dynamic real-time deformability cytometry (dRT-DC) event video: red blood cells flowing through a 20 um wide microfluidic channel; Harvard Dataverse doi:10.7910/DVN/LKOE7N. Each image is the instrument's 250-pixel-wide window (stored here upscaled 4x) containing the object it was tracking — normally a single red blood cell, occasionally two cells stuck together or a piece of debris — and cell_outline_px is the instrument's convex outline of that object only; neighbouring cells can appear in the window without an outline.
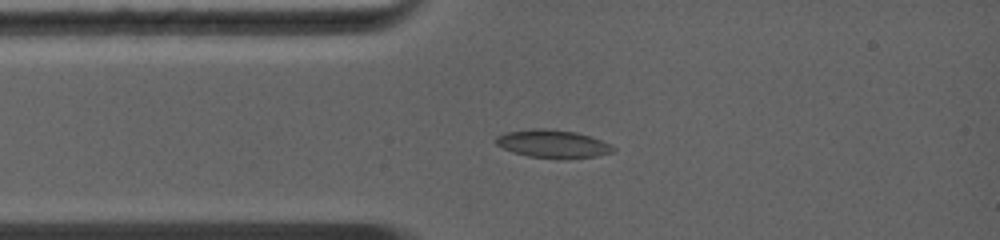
{"species": "common noctule bat (a hibernating species)", "species_latin": "Nyctalus noctula", "temperature_condition": "warm", "stored_images_in_passage": 25, "camera_frame_rate_fps": 5000, "um_per_image_px": 0.085, "animal": {"sex": "female", "body_mass_g": 19.0, "forearm_length_mm": 56.7}, "frame": {"image": 1, "passage_image": 4, "time_ms": 1.4, "image_size_px": [1000, 240], "cell_outline_px": [[616, 148], [612, 152], [596, 156], [528, 156], [512, 152], [496, 144], [492, 140], [496, 136], [504, 132], [532, 128], [544, 128], [576, 132], [612, 144]], "centroid_in_image_um": [46.91, 12.17], "position_along_channel_um": 38.1, "area_um2": 18.5}}
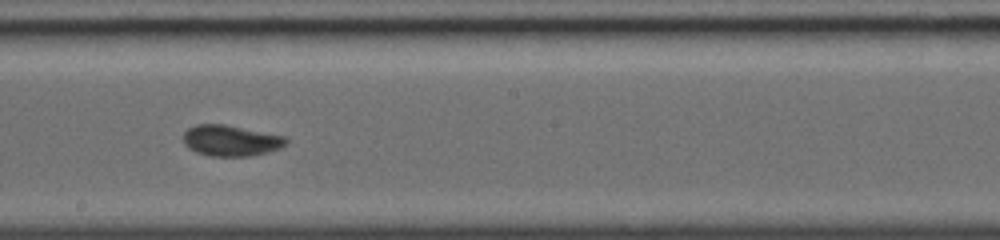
{"frame": {"image": 2, "passage_image": 13, "time_ms": 5.8, "image_size_px": [1000, 240], "cell_outline_px": [[288, 140], [280, 148], [248, 156], [212, 156], [196, 152], [188, 148], [184, 144], [184, 132], [188, 128], [196, 124], [224, 124], [284, 136]], "centroid_in_image_um": [19.57, 11.94], "position_along_channel_um": 228.6, "area_um2": 18.26}}
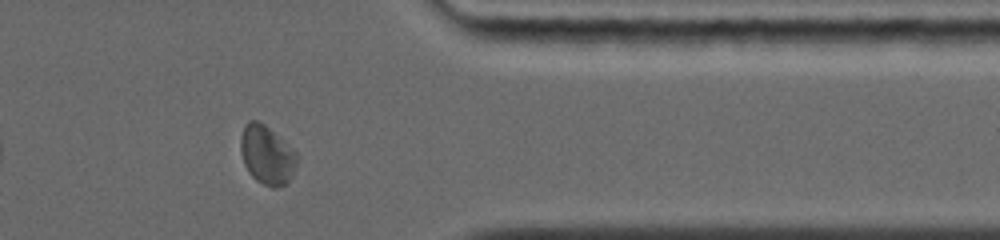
{"frame": {"image": 3, "passage_image": 21, "time_ms": 9.6, "image_size_px": [1000, 240], "cell_outline_px": [[296, 168], [288, 180], [284, 184], [276, 188], [272, 188], [256, 180], [248, 172], [244, 164], [240, 152], [240, 136], [248, 120], [260, 120], [296, 156]], "centroid_in_image_um": [22.61, 13.19], "position_along_channel_um": 388.8, "area_um2": 18.67}, "authors_computed_cell_mechanics": {"area_um2": 18.2648, "velocity_mm_per_s": 4.4545, "shape_relaxation_time_tau1_ms": 3.25, "shape_relaxation_time_tau2_ms": 1.5988, "deformation_change_tau1": 0.1221, "deformation_change_tau2": 0.0613}}